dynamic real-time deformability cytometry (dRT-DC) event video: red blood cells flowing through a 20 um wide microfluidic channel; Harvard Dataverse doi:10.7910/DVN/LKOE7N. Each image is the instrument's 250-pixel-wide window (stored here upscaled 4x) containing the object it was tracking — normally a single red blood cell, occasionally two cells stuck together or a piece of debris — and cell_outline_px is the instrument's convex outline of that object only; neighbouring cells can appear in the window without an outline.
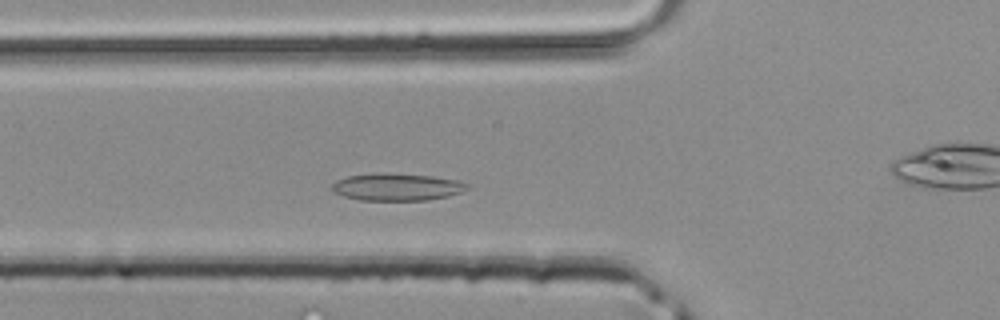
{"species": "common noctule bat (a hibernating species)", "species_latin": "Nyctalus noctula", "temperature_condition": "room temperature", "stored_images_in_passage": 37, "camera_frame_rate_fps": 3000, "um_per_image_px": 0.085, "animal": {"sex": "male", "body_mass_g": 20.4}, "frame": {"image": 1, "passage_image": 8, "time_ms": 2.333, "image_size_px": [1000, 320], "cell_outline_px": [[472, 184], [468, 188], [460, 192], [448, 196], [428, 200], [360, 200], [344, 196], [332, 192], [328, 188], [336, 180], [348, 176], [384, 172], [388, 172], [432, 176], [456, 180]], "centroid_in_image_um": [33.71, 15.88], "position_along_channel_um": 92.1, "area_um2": 21.73}}
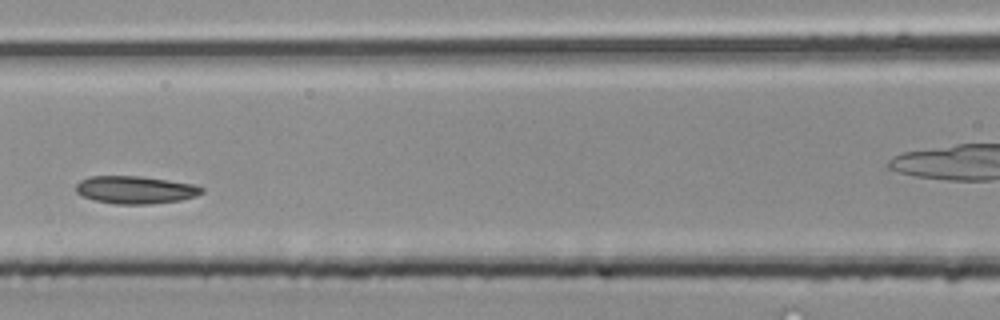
{"frame": {"image": 2, "passage_image": 12, "time_ms": 3.667, "image_size_px": [1000, 320], "cell_outline_px": [[204, 192], [196, 196], [180, 200], [148, 204], [116, 204], [96, 200], [80, 196], [76, 192], [76, 184], [80, 180], [88, 176], [140, 176], [168, 180], [192, 184], [204, 188]], "centroid_in_image_um": [11.48, 16.13], "position_along_channel_um": 155.1, "area_um2": 20.29}}
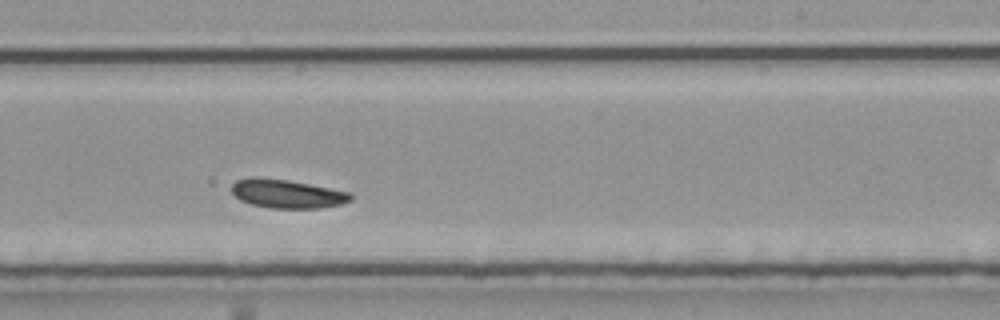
{"frame": {"image": 3, "passage_image": 19, "time_ms": 6.0, "image_size_px": [1000, 320], "cell_outline_px": [[352, 200], [340, 204], [320, 208], [268, 208], [252, 204], [240, 200], [232, 192], [232, 184], [236, 180], [252, 176], [288, 180], [352, 192]], "centroid_in_image_um": [24.4, 16.46], "position_along_channel_um": 264.6, "area_um2": 19.94}}